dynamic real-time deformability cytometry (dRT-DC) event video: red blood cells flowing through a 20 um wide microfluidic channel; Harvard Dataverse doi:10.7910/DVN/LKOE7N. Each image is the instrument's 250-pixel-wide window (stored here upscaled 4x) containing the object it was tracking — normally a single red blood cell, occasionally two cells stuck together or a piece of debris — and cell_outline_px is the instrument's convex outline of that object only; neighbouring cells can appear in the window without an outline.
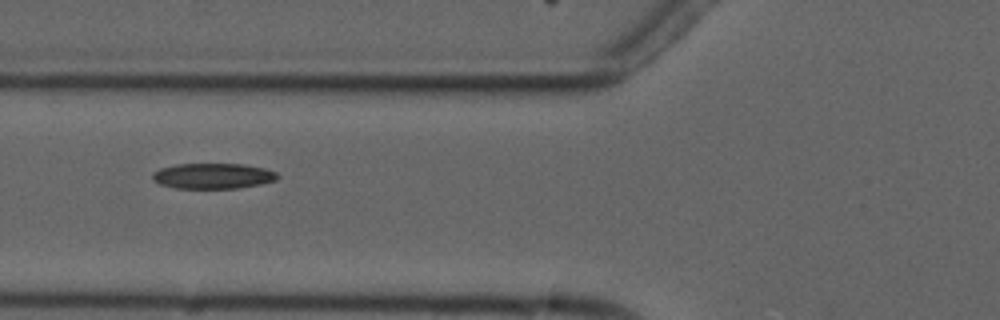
{"species": "common noctule bat (a hibernating species)", "species_latin": "Nyctalus noctula", "temperature_condition": "cold", "stored_images_in_passage": 10, "camera_frame_rate_fps": 3000, "um_per_image_px": 0.085, "animal": {"sex": "male", "forearm_length_mm": 52.5}, "frame": {"image": 1, "passage_image": 5, "time_ms": 5.667, "image_size_px": [1000, 320], "cell_outline_px": [[280, 176], [276, 180], [260, 184], [240, 188], [176, 188], [160, 184], [152, 180], [152, 172], [160, 168], [176, 164], [244, 164], [264, 168], [276, 172]], "centroid_in_image_um": [18.09, 14.95], "position_along_channel_um": 107.7, "area_um2": 18.67}}
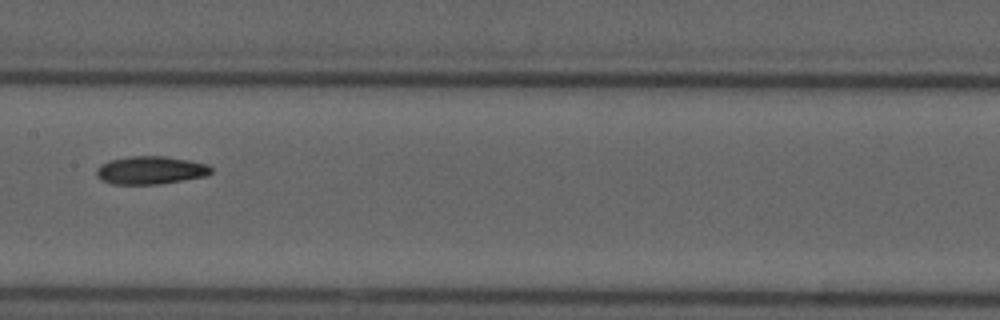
{"frame": {"image": 2, "passage_image": 7, "time_ms": 8.0, "image_size_px": [1000, 320], "cell_outline_px": [[212, 172], [208, 176], [160, 184], [112, 184], [100, 180], [96, 176], [96, 168], [100, 164], [112, 160], [128, 156], [164, 156], [188, 160], [208, 164], [212, 168]], "centroid_in_image_um": [12.8, 14.47], "position_along_channel_um": 194.6, "area_um2": 18.9}}
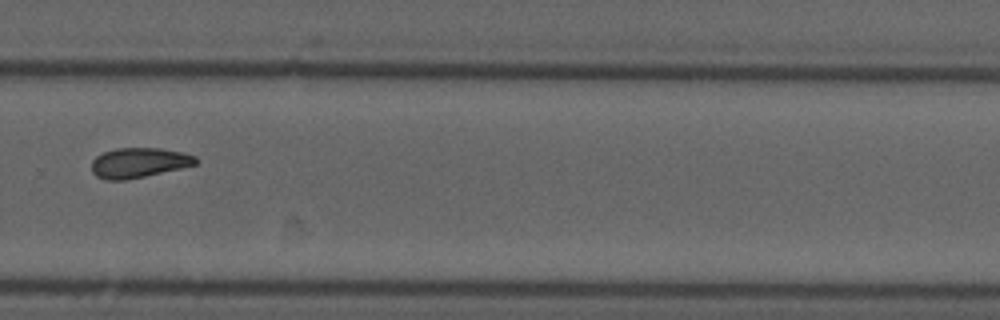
{"frame": {"image": 3, "passage_image": 10, "time_ms": 11.333, "image_size_px": [1000, 320], "cell_outline_px": [[200, 160], [196, 164], [180, 168], [144, 176], [124, 180], [104, 180], [96, 176], [92, 172], [92, 160], [96, 156], [104, 152], [116, 148], [160, 148], [184, 152], [196, 156]], "centroid_in_image_um": [11.81, 13.82], "position_along_channel_um": 318.0, "area_um2": 18.21}}